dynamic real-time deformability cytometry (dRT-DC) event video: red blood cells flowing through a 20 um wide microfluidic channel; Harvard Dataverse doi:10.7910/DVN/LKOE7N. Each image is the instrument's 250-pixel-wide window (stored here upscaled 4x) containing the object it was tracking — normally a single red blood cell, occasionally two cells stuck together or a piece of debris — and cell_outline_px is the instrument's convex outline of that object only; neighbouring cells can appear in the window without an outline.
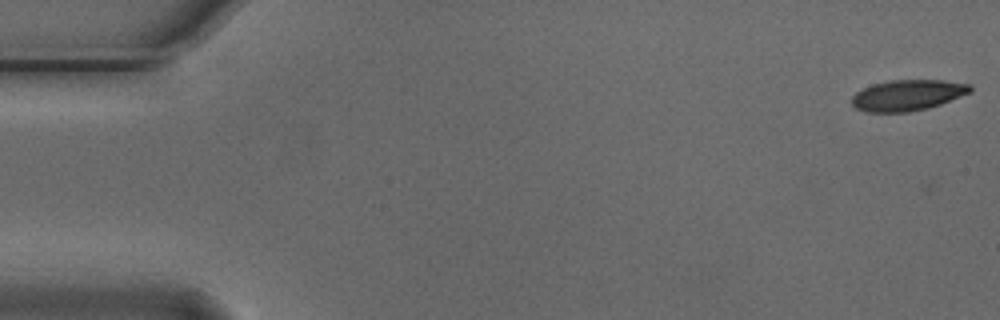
{"species": "Egyptian fruit bat (a non-hibernating species)", "species_latin": "Rousettus aegyptiacus", "temperature_condition": "cold", "stored_images_in_passage": 54, "camera_frame_rate_fps": 3000, "um_per_image_px": 0.085, "animal": {"sex": "male"}, "frame": {"image": 1, "passage_image": 1, "time_ms": 0.0, "image_size_px": [1000, 320], "cell_outline_px": [[972, 92], [940, 104], [928, 108], [908, 112], [868, 112], [856, 108], [852, 104], [852, 96], [856, 92], [872, 84], [888, 80], [944, 80], [968, 84], [972, 88]], "centroid_in_image_um": [77.14, 8.09], "position_along_channel_um": 7.9, "area_um2": 21.27}}
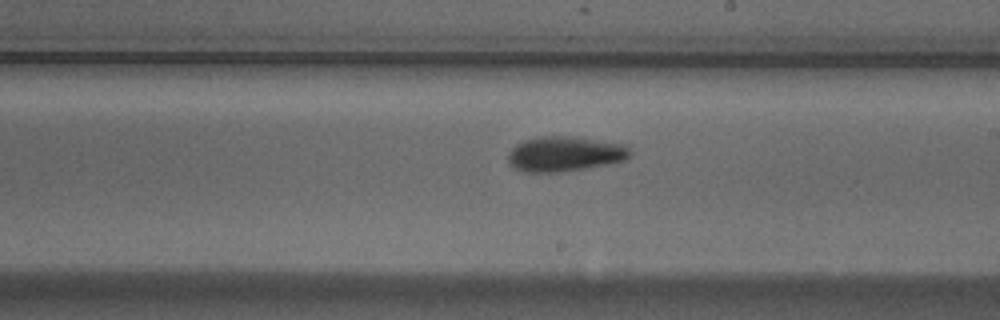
{"frame": {"image": 2, "passage_image": 31, "time_ms": 10.0, "image_size_px": [1000, 320], "cell_outline_px": [[632, 152], [628, 160], [584, 168], [560, 172], [524, 172], [508, 164], [508, 156], [512, 148], [516, 144], [524, 140], [540, 136], [572, 136], [628, 144]], "centroid_in_image_um": [48.05, 13.07], "position_along_channel_um": 240.9, "area_um2": 25.14}}
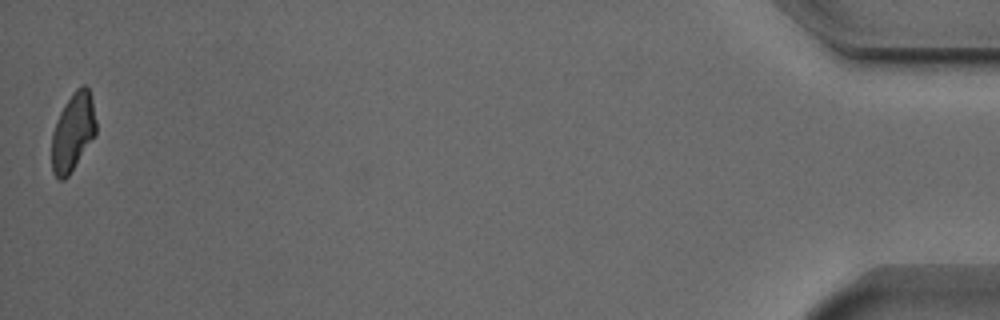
{"frame": {"image": 3, "passage_image": 54, "time_ms": 17.667, "image_size_px": [1000, 320], "cell_outline_px": [[96, 136], [68, 176], [64, 180], [60, 180], [52, 172], [52, 132], [56, 120], [64, 104], [76, 88], [80, 84], [84, 84], [88, 88], [92, 96], [96, 120]], "centroid_in_image_um": [6.21, 11.2], "position_along_channel_um": 429.0, "area_um2": 20.46}, "authors_computed_cell_mechanics": {"area_um2": 22.7443, "velocity_mm_per_s": 3.7458, "shape_relaxation_time_tau1_ms": 5.0598, "shape_relaxation_time_tau2_ms": null, "deformation_change_tau1": 0.1395, "deformation_change_tau2": null}}